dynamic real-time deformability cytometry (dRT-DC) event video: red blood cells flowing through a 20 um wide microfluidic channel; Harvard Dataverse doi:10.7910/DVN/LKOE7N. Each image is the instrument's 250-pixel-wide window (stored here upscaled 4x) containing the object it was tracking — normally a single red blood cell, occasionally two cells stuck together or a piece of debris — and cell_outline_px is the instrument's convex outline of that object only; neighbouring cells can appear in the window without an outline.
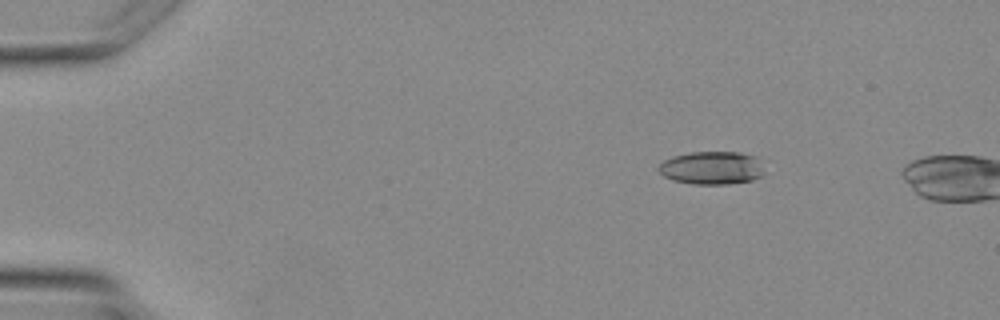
{"species": "Egyptian fruit bat (a non-hibernating species)", "species_latin": "Rousettus aegyptiacus", "temperature_condition": "warm", "stored_images_in_passage": 2, "camera_frame_rate_fps": 3000, "um_per_image_px": 0.085, "animal": {"sex": "female"}, "frame": {"image": 1, "passage_image": 1, "time_ms": 0.0, "image_size_px": [1000, 320], "cell_outline_px": [[764, 172], [760, 176], [752, 180], [728, 184], [692, 184], [672, 180], [664, 176], [656, 168], [664, 160], [672, 156], [692, 152], [740, 152], [756, 156]], "centroid_in_image_um": [60.47, 14.27], "position_along_channel_um": 24.5, "area_um2": 20.4}}